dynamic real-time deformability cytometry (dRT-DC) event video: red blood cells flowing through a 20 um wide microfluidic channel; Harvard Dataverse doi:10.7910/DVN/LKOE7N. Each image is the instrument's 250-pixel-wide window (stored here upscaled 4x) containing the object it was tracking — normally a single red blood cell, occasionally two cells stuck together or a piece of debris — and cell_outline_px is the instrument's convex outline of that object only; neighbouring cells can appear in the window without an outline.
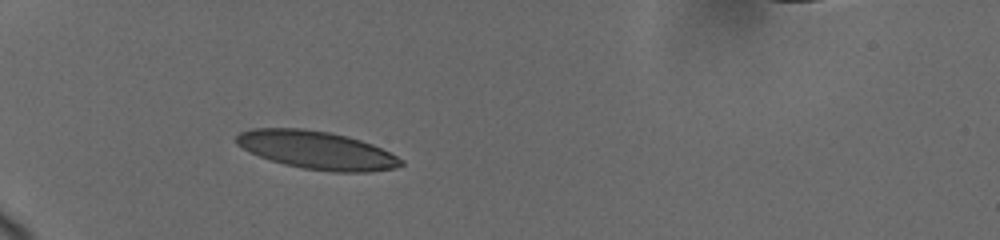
{"species": "human", "species_latin": "Homo sapiens", "temperature_condition": "cold", "stored_images_in_passage": 43, "camera_frame_rate_fps": 3000, "um_per_image_px": 0.085, "donor": {"sex": "female"}, "frame": {"image": 1, "passage_image": 1, "time_ms": 0.0, "image_size_px": [1000, 240], "cell_outline_px": [[404, 164], [396, 168], [372, 172], [332, 172], [304, 168], [284, 164], [248, 152], [236, 144], [236, 136], [240, 132], [252, 128], [304, 128], [328, 132], [348, 136], [372, 144], [404, 160]], "centroid_in_image_um": [26.92, 12.76], "position_along_channel_um": 58.1, "area_um2": 36.53}}
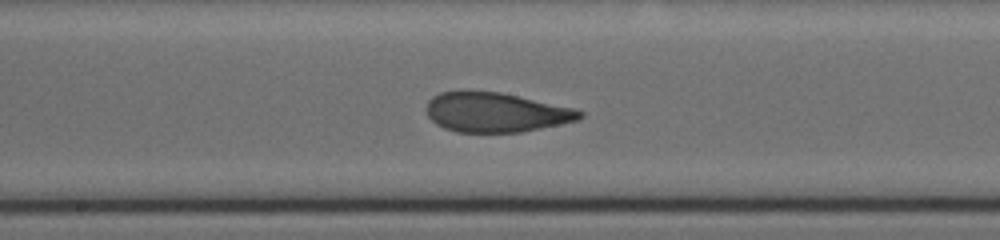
{"frame": {"image": 2, "passage_image": 16, "time_ms": 4.667, "image_size_px": [1000, 240], "cell_outline_px": [[584, 116], [580, 120], [520, 132], [456, 132], [444, 128], [436, 124], [428, 116], [424, 108], [428, 100], [432, 96], [440, 92], [460, 88], [468, 88], [500, 92], [576, 108], [584, 112]], "centroid_in_image_um": [42.09, 9.5], "position_along_channel_um": 206.1, "area_um2": 36.36}}
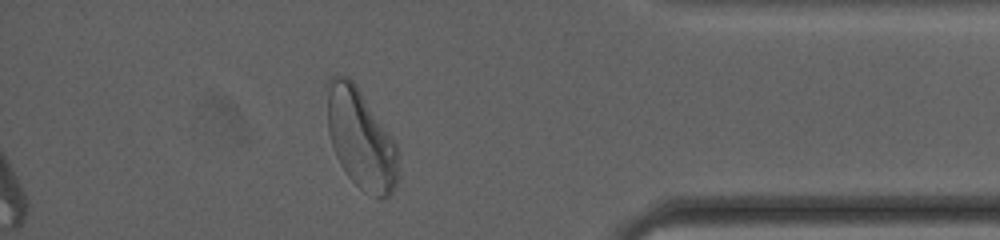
{"frame": {"image": 3, "passage_image": 37, "time_ms": 10.667, "image_size_px": [1000, 240], "cell_outline_px": [[400, 176], [392, 192], [388, 196], [380, 200], [364, 192], [344, 172], [336, 156], [328, 132], [328, 80], [332, 76], [348, 76], [356, 84], [396, 144]], "centroid_in_image_um": [30.69, 11.86], "position_along_channel_um": 404.5, "area_um2": 41.21}, "authors_computed_cell_mechanics": {"area_um2": 36.3562, "velocity_mm_per_s": 3.6601, "shape_relaxation_time_tau1_ms": 3.4744, "shape_relaxation_time_tau2_ms": 0.9208, "deformation_change_tau1": 0.1674, "deformation_change_tau2": 0.0782}}